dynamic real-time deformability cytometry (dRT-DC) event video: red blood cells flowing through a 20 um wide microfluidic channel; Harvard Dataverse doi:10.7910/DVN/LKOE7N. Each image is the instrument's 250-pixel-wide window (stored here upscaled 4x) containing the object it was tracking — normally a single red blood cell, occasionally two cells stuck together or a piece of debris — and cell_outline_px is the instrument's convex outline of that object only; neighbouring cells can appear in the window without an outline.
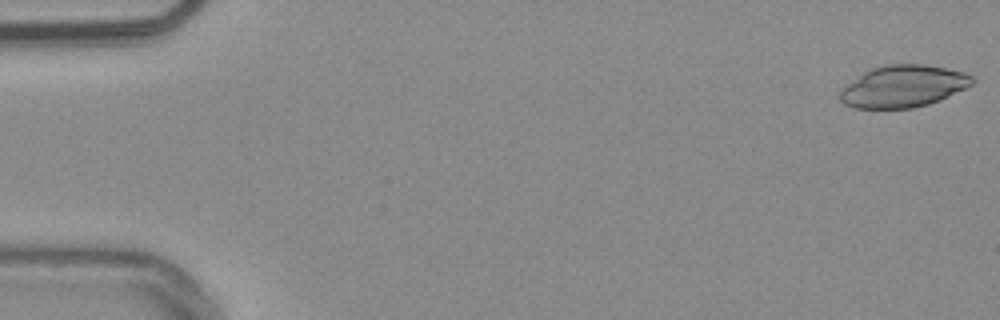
{"species": "common noctule bat (a hibernating species)", "species_latin": "Nyctalus noctula", "temperature_condition": "warm", "stored_images_in_passage": 9, "camera_frame_rate_fps": 3000, "um_per_image_px": 0.085, "animal": {"sex": "male", "body_mass_g": 20.4}, "frame": {"image": 1, "passage_image": 1, "time_ms": 0.0, "image_size_px": [1000, 320], "cell_outline_px": [[976, 80], [972, 84], [940, 100], [928, 104], [912, 108], [856, 108], [844, 104], [840, 100], [840, 88], [864, 72], [872, 68], [888, 64], [924, 64], [964, 72], [972, 76]], "centroid_in_image_um": [76.75, 7.33], "position_along_channel_um": 8.2, "area_um2": 32.19}}